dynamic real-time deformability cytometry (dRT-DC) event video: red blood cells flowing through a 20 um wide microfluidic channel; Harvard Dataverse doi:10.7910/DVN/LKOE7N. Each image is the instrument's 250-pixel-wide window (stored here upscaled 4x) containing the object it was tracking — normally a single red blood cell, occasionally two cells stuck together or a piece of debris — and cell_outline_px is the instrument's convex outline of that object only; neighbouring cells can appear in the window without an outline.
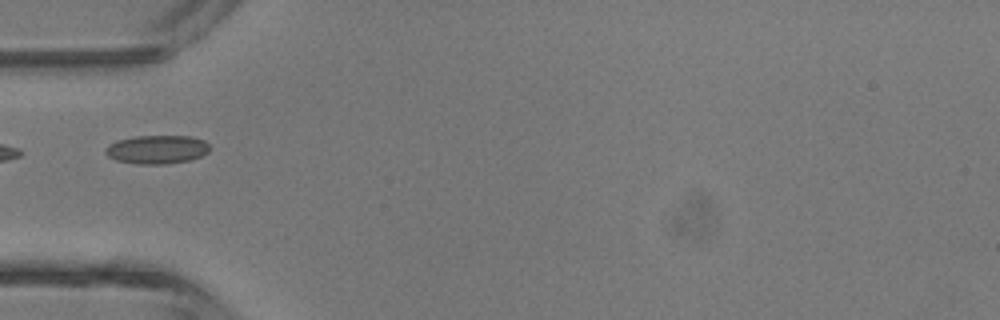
{"species": "common noctule bat (a hibernating species)", "species_latin": "Nyctalus noctula", "temperature_condition": "room temperature", "stored_images_in_passage": 4, "camera_frame_rate_fps": 3000, "um_per_image_px": 0.085, "animal": {"sex": "male", "body_mass_g": 13.3}, "frame": {"image": 1, "passage_image": 3, "time_ms": 2.333, "image_size_px": [1000, 320], "cell_outline_px": [[208, 152], [200, 156], [188, 160], [164, 164], [136, 164], [116, 160], [108, 156], [104, 152], [104, 148], [108, 144], [116, 140], [136, 136], [192, 136], [204, 140], [208, 144]], "centroid_in_image_um": [13.29, 12.7], "position_along_channel_um": 71.7, "area_um2": 17.4}}
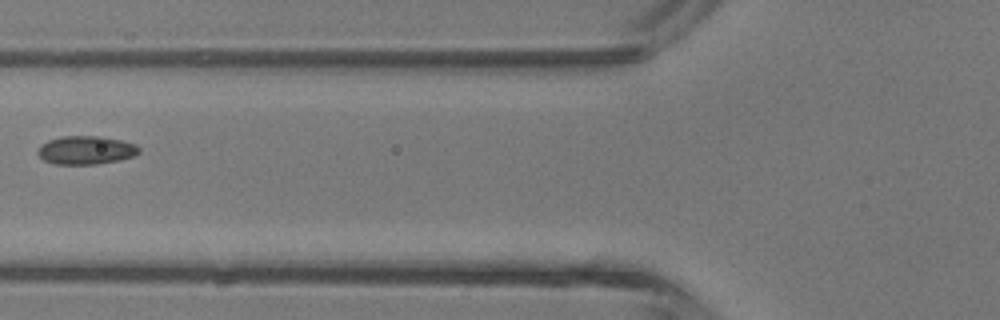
{"frame": {"image": 2, "passage_image": 4, "time_ms": 3.333, "image_size_px": [1000, 320], "cell_outline_px": [[140, 152], [132, 156], [120, 160], [96, 164], [56, 164], [44, 160], [36, 152], [40, 144], [48, 140], [64, 136], [100, 136], [120, 140], [136, 144], [140, 148]], "centroid_in_image_um": [7.3, 12.76], "position_along_channel_um": 118.5, "area_um2": 16.76}}